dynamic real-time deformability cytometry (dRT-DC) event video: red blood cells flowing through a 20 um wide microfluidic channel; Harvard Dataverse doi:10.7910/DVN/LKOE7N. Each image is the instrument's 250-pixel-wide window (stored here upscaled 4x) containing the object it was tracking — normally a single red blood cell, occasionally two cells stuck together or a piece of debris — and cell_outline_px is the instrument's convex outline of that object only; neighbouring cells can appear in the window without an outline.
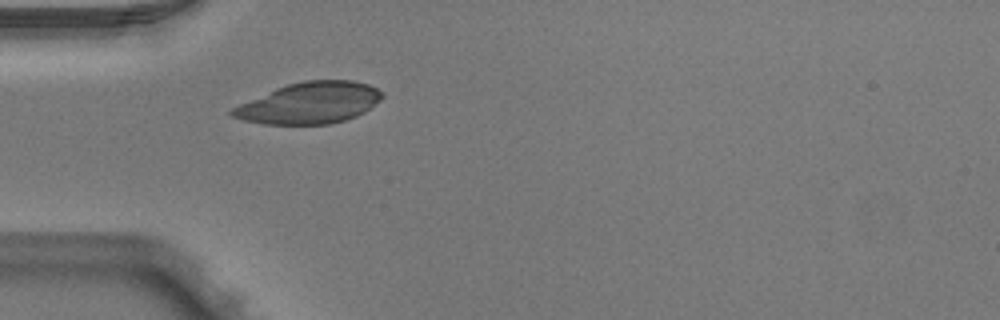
{"species": "Egyptian fruit bat (a non-hibernating species)", "species_latin": "Rousettus aegyptiacus", "temperature_condition": "warm", "stored_images_in_passage": 4, "camera_frame_rate_fps": 3000, "um_per_image_px": 0.085, "animal": {"sex": "male"}, "frame": {"image": 1, "passage_image": 4, "time_ms": 1.0, "image_size_px": [1000, 320], "cell_outline_px": [[384, 96], [380, 100], [364, 112], [356, 116], [332, 124], [264, 124], [244, 120], [232, 116], [228, 112], [232, 108], [240, 104], [276, 88], [288, 84], [304, 80], [352, 80], [368, 84], [384, 92]], "centroid_in_image_um": [26.33, 8.75], "position_along_channel_um": 58.7, "area_um2": 35.95}}